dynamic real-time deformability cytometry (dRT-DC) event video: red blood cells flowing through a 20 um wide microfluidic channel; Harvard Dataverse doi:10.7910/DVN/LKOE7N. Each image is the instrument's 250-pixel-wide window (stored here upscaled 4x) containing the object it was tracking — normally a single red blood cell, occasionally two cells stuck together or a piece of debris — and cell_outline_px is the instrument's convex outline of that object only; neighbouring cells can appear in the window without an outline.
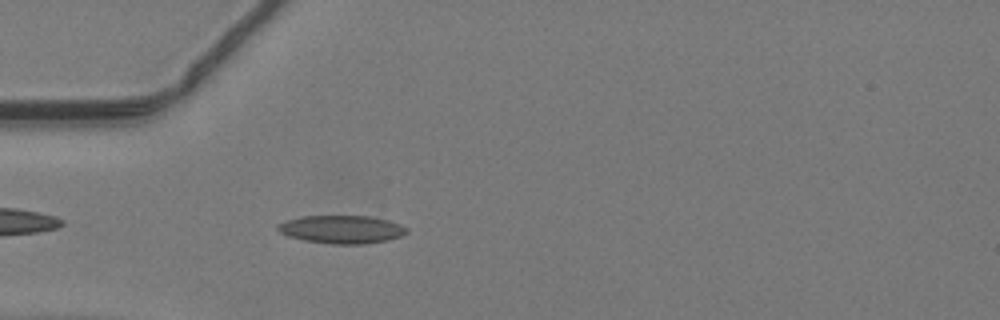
{"species": "common noctule bat (a hibernating species)", "species_latin": "Nyctalus noctula", "temperature_condition": "warm", "stored_images_in_passage": 30, "camera_frame_rate_fps": 3000, "um_per_image_px": 0.085, "animal": {"sex": "male", "body_mass_g": 19.2, "forearm_length_mm": 51.8}, "frame": {"image": 1, "passage_image": 3, "time_ms": 0.667, "image_size_px": [1000, 320], "cell_outline_px": [[408, 232], [400, 236], [384, 240], [364, 244], [332, 244], [304, 240], [288, 236], [280, 232], [276, 228], [276, 224], [288, 220], [304, 216], [368, 216], [388, 220], [400, 224], [408, 228]], "centroid_in_image_um": [29.03, 19.49], "position_along_channel_um": 56.0, "area_um2": 20.92}}
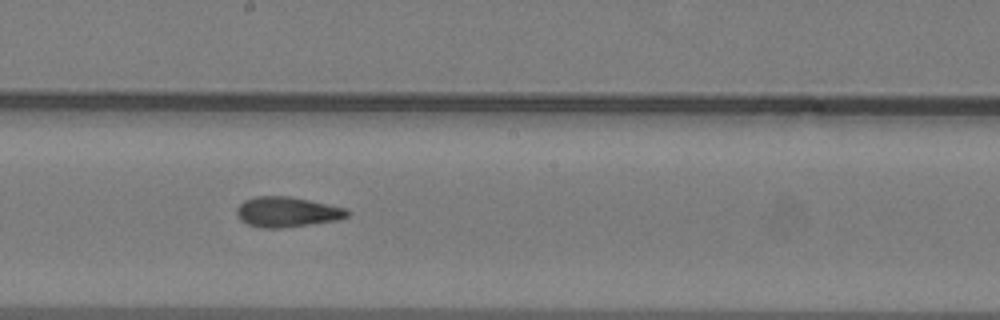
{"frame": {"image": 2, "passage_image": 15, "time_ms": 4.667, "image_size_px": [1000, 320], "cell_outline_px": [[352, 212], [348, 216], [336, 220], [284, 228], [260, 228], [248, 224], [240, 220], [236, 212], [236, 208], [244, 200], [256, 196], [288, 196], [348, 208]], "centroid_in_image_um": [24.4, 18.02], "position_along_channel_um": 223.8, "area_um2": 19.54}}
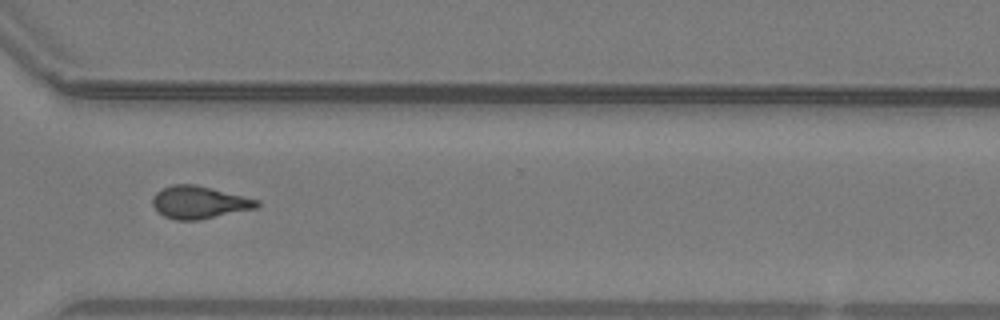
{"frame": {"image": 3, "passage_image": 24, "time_ms": 7.667, "image_size_px": [1000, 320], "cell_outline_px": [[260, 204], [256, 208], [200, 220], [176, 220], [164, 216], [152, 204], [152, 200], [156, 192], [172, 184], [192, 184], [212, 188], [260, 200]], "centroid_in_image_um": [16.95, 17.2], "position_along_channel_um": 353.7, "area_um2": 19.65}}